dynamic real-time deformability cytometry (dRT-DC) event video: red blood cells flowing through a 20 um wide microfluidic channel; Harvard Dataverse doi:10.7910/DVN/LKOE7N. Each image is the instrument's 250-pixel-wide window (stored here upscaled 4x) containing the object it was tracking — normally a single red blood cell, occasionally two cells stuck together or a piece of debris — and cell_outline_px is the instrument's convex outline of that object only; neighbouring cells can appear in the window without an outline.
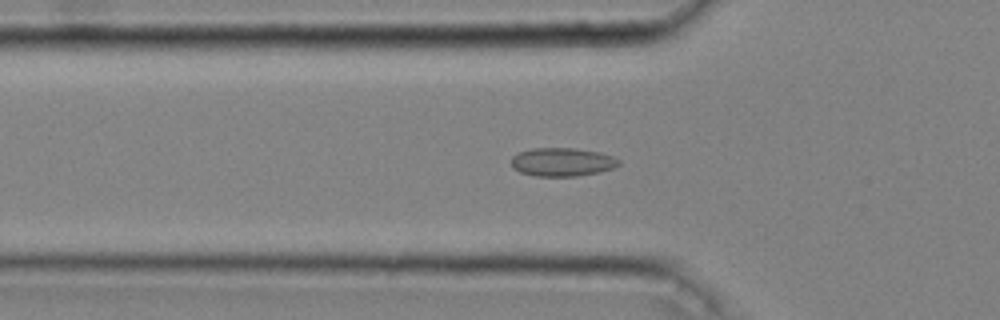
{"species": "common noctule bat (a hibernating species)", "species_latin": "Nyctalus noctula", "temperature_condition": "cold", "stored_images_in_passage": 47, "camera_frame_rate_fps": 3000, "um_per_image_px": 0.085, "animal": {"sex": "male", "body_mass_g": 20.4}, "frame": {"image": 1, "passage_image": 16, "time_ms": 5.0, "image_size_px": [1000, 320], "cell_outline_px": [[620, 164], [612, 168], [600, 172], [576, 176], [536, 176], [520, 172], [512, 168], [512, 156], [516, 152], [532, 148], [576, 148], [600, 152], [612, 156], [620, 160]], "centroid_in_image_um": [47.77, 13.76], "position_along_channel_um": 78.0, "area_um2": 17.98}}
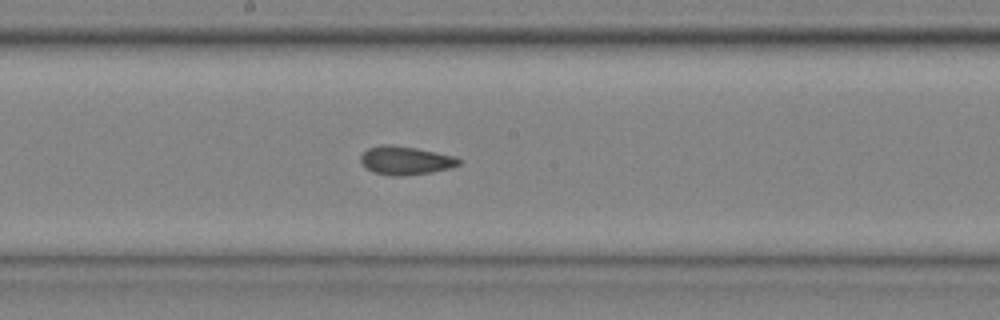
{"frame": {"image": 2, "passage_image": 26, "time_ms": 8.333, "image_size_px": [1000, 320], "cell_outline_px": [[460, 164], [452, 168], [432, 172], [404, 176], [396, 176], [372, 172], [360, 160], [360, 156], [368, 148], [380, 144], [392, 144], [416, 148], [456, 156], [460, 160]], "centroid_in_image_um": [34.49, 13.63], "position_along_channel_um": 213.7, "area_um2": 16.36}}
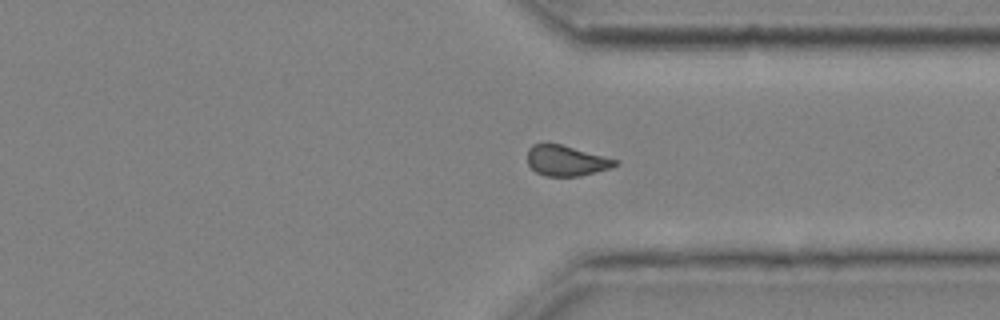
{"frame": {"image": 3, "passage_image": 37, "time_ms": 12.0, "image_size_px": [1000, 320], "cell_outline_px": [[620, 164], [612, 168], [580, 176], [544, 176], [536, 172], [528, 164], [528, 148], [532, 144], [544, 140], [560, 144], [620, 160]], "centroid_in_image_um": [48.13, 13.63], "position_along_channel_um": 363.3, "area_um2": 16.07}, "authors_computed_cell_mechanics": {"area_um2": 16.4152, "velocity_mm_per_s": 4.0645, "shape_relaxation_time_tau1_ms": null, "shape_relaxation_time_tau2_ms": 2.8752, "deformation_change_tau1": null, "deformation_change_tau2": 0.0634}}